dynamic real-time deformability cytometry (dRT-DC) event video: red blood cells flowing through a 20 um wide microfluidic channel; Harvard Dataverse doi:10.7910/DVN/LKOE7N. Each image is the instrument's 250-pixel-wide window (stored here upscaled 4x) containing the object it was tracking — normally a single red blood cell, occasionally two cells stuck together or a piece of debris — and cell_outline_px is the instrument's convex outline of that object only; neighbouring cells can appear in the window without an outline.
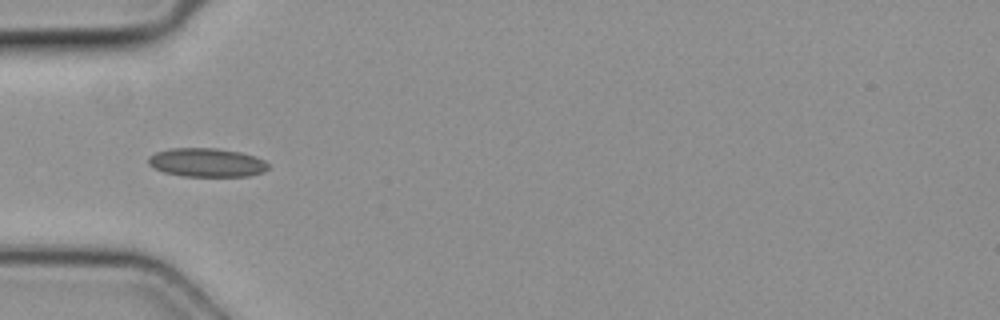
{"species": "common noctule bat (a hibernating species)", "species_latin": "Nyctalus noctula", "temperature_condition": "cold", "stored_images_in_passage": 5, "camera_frame_rate_fps": 3000, "um_per_image_px": 0.085, "animal": {"sex": "female", "body_mass_g": 19.3, "forearm_length_mm": 54.1}, "frame": {"image": 1, "passage_image": 5, "time_ms": 1.333, "image_size_px": [1000, 320], "cell_outline_px": [[268, 168], [264, 172], [248, 176], [180, 176], [164, 172], [148, 164], [148, 156], [156, 152], [172, 148], [216, 148], [240, 152], [264, 160], [268, 164]], "centroid_in_image_um": [17.56, 13.82], "position_along_channel_um": 67.4, "area_um2": 20.0}}